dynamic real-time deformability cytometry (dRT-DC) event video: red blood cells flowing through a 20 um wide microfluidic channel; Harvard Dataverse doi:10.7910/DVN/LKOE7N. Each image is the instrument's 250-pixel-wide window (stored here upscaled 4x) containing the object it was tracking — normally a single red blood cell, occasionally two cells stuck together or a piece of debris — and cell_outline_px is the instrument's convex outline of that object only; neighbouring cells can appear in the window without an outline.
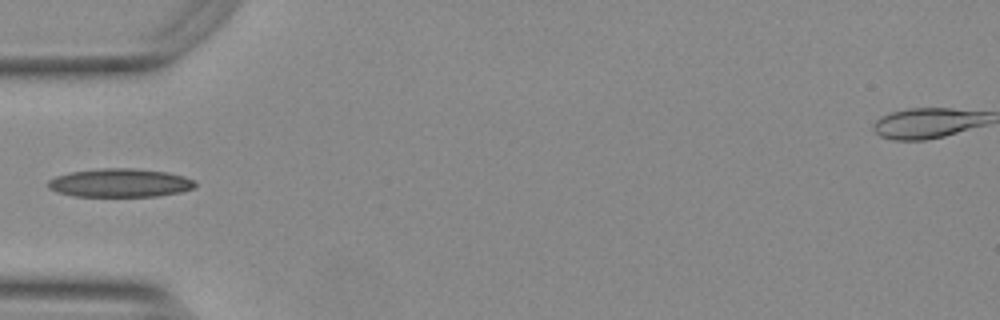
{"species": "Egyptian fruit bat (a non-hibernating species)", "species_latin": "Rousettus aegyptiacus", "temperature_condition": "warm", "stored_images_in_passage": 37, "camera_frame_rate_fps": 3000, "um_per_image_px": 0.085, "animal": {"sex": "female"}, "frame": {"image": 1, "passage_image": 1, "time_ms": 0.0, "image_size_px": [1000, 320], "cell_outline_px": [[196, 188], [180, 192], [156, 196], [72, 196], [56, 192], [48, 188], [48, 180], [56, 176], [72, 172], [100, 168], [132, 168], [168, 172], [184, 176], [192, 180], [196, 184]], "centroid_in_image_um": [10.19, 15.54], "position_along_channel_um": 74.8, "area_um2": 24.45}}
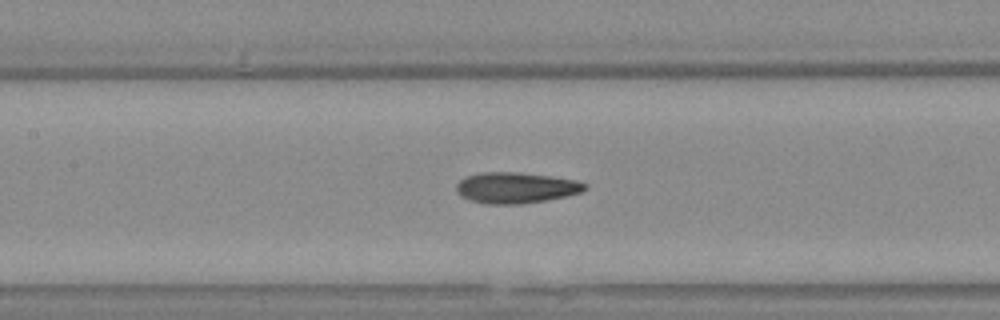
{"frame": {"image": 2, "passage_image": 8, "time_ms": 2.333, "image_size_px": [1000, 320], "cell_outline_px": [[588, 188], [584, 192], [544, 200], [520, 204], [484, 204], [468, 200], [460, 196], [456, 192], [456, 184], [460, 180], [468, 176], [480, 172], [516, 172], [548, 176], [576, 180], [588, 184]], "centroid_in_image_um": [43.83, 15.96], "position_along_channel_um": 163.6, "area_um2": 23.24}}
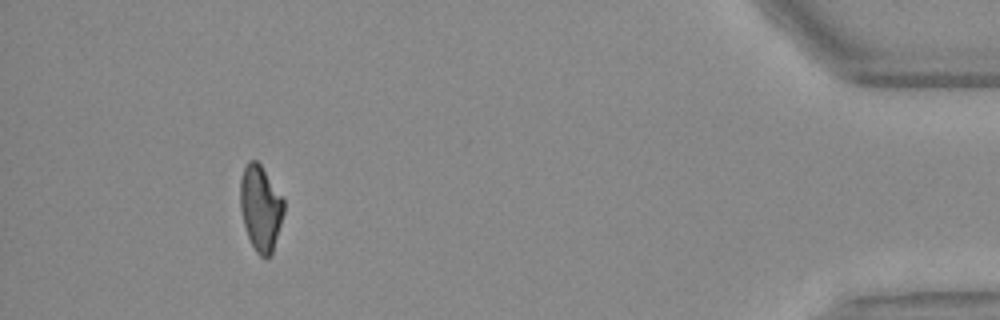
{"frame": {"image": 3, "passage_image": 33, "time_ms": 10.667, "image_size_px": [1000, 320], "cell_outline_px": [[284, 212], [272, 252], [268, 256], [260, 256], [256, 252], [248, 236], [244, 224], [240, 208], [240, 180], [244, 168], [248, 160], [256, 160], [260, 164], [284, 200]], "centroid_in_image_um": [22.13, 17.66], "position_along_channel_um": 413.1, "area_um2": 21.33}}